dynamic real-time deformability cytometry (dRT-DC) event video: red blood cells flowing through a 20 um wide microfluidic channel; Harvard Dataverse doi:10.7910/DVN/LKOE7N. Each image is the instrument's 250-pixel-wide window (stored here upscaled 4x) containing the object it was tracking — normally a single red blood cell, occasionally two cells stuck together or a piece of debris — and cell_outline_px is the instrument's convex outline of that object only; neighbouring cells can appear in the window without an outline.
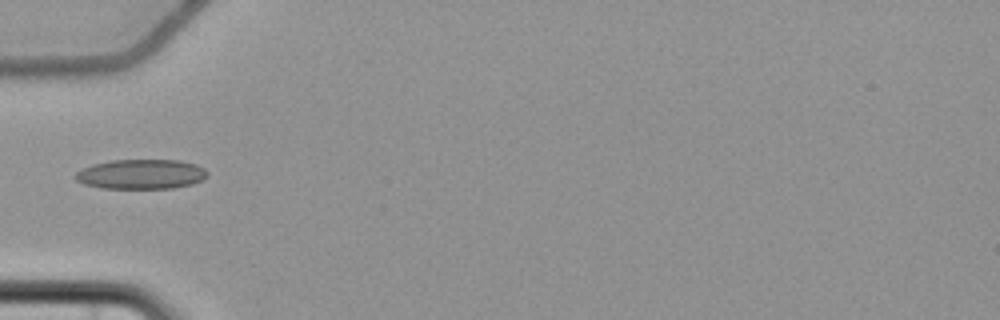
{"species": "common noctule bat (a hibernating species)", "species_latin": "Nyctalus noctula", "temperature_condition": "cold", "stored_images_in_passage": 4, "camera_frame_rate_fps": 3000, "um_per_image_px": 0.085, "animal": {"sex": "female", "body_mass_g": 22.7, "forearm_length_mm": 54.2}, "frame": {"image": 1, "passage_image": 1, "time_ms": 0.0, "image_size_px": [1000, 320], "cell_outline_px": [[208, 176], [192, 184], [172, 188], [100, 188], [84, 184], [76, 180], [72, 176], [76, 172], [92, 164], [112, 160], [180, 160], [196, 164], [204, 168], [208, 172]], "centroid_in_image_um": [11.98, 14.8], "position_along_channel_um": 73.0, "area_um2": 22.95}}
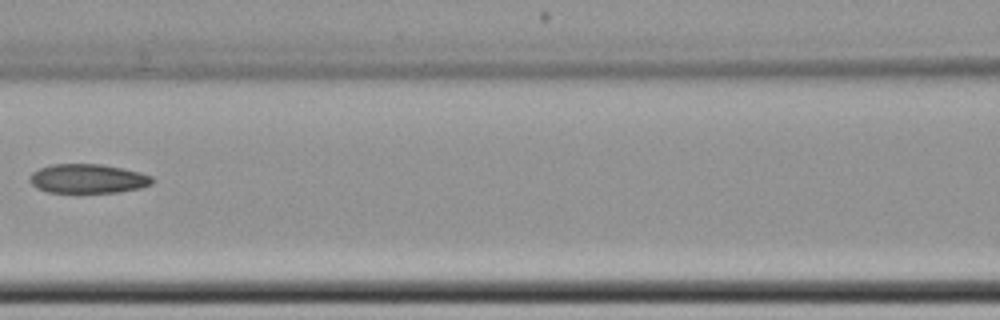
{"frame": {"image": 2, "passage_image": 3, "time_ms": 2.333, "image_size_px": [1000, 320], "cell_outline_px": [[156, 180], [152, 184], [140, 188], [120, 192], [48, 192], [36, 188], [28, 180], [28, 176], [32, 172], [40, 168], [52, 164], [100, 164], [140, 172], [152, 176]], "centroid_in_image_um": [7.46, 15.19], "position_along_channel_um": 159.1, "area_um2": 20.92}}
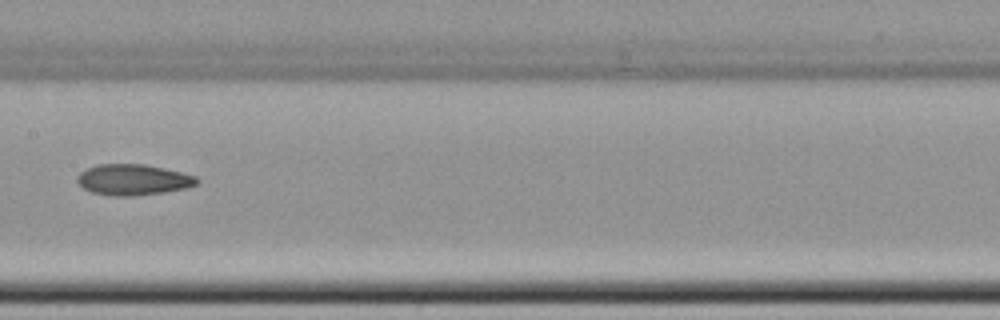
{"frame": {"image": 3, "passage_image": 4, "time_ms": 3.333, "image_size_px": [1000, 320], "cell_outline_px": [[200, 184], [188, 188], [164, 192], [132, 196], [116, 196], [92, 192], [84, 188], [76, 180], [76, 176], [80, 172], [96, 164], [144, 164], [164, 168], [196, 176], [200, 180]], "centroid_in_image_um": [11.35, 15.27], "position_along_channel_um": 196.0, "area_um2": 21.62}}